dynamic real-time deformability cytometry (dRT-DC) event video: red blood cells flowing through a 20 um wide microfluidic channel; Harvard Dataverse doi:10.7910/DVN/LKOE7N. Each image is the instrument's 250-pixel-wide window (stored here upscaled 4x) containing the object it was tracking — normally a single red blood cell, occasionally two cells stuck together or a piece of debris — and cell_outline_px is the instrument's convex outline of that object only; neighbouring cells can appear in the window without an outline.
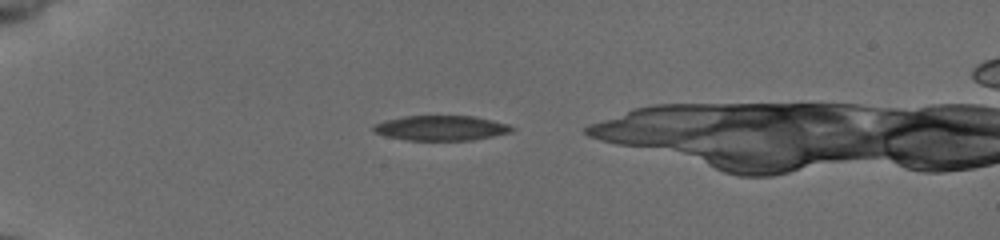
{"species": "common noctule bat (a hibernating species)", "species_latin": "Nyctalus noctula", "temperature_condition": "cold", "stored_images_in_passage": 34, "camera_frame_rate_fps": 3000, "um_per_image_px": 0.085, "animal": {"sex": "female", "body_mass_g": 19.5, "forearm_length_mm": 54.1}, "frame": {"image": 1, "passage_image": 1, "time_ms": 0.0, "image_size_px": [1000, 240], "cell_outline_px": [[516, 128], [512, 132], [472, 140], [404, 140], [384, 136], [372, 132], [372, 124], [384, 120], [404, 116], [476, 116], [508, 124]], "centroid_in_image_um": [37.44, 10.88], "position_along_channel_um": 47.6, "area_um2": 20.4}}
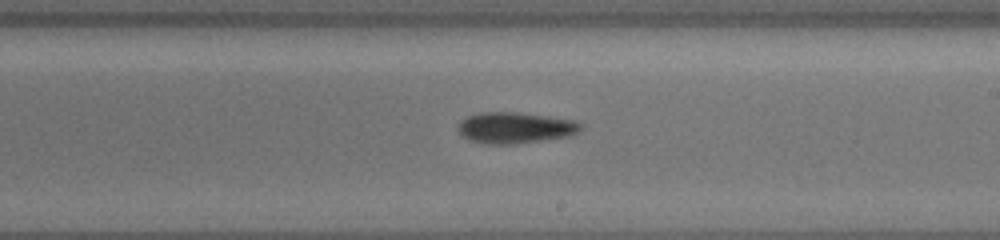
{"frame": {"image": 2, "passage_image": 19, "time_ms": 6.0, "image_size_px": [1000, 240], "cell_outline_px": [[580, 128], [576, 132], [568, 136], [516, 144], [484, 144], [468, 140], [460, 136], [456, 128], [468, 116], [480, 112], [512, 112], [572, 120], [580, 124]], "centroid_in_image_um": [43.68, 10.88], "position_along_channel_um": 245.3, "area_um2": 21.91}}
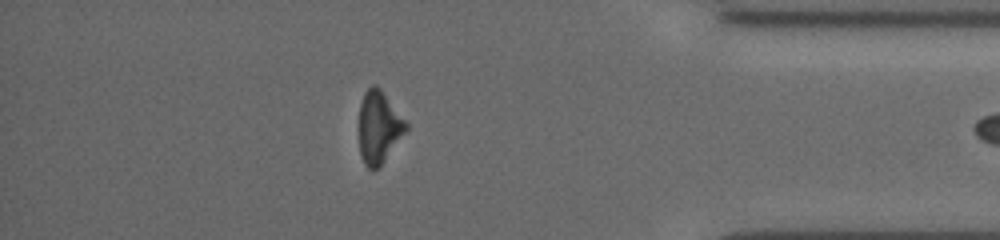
{"frame": {"image": 3, "passage_image": 33, "time_ms": 10.667, "image_size_px": [1000, 240], "cell_outline_px": [[408, 128], [380, 168], [368, 168], [364, 164], [360, 152], [360, 104], [364, 92], [372, 84], [376, 84], [380, 88], [408, 124]], "centroid_in_image_um": [32.21, 10.81], "position_along_channel_um": 403.0, "area_um2": 19.59}}